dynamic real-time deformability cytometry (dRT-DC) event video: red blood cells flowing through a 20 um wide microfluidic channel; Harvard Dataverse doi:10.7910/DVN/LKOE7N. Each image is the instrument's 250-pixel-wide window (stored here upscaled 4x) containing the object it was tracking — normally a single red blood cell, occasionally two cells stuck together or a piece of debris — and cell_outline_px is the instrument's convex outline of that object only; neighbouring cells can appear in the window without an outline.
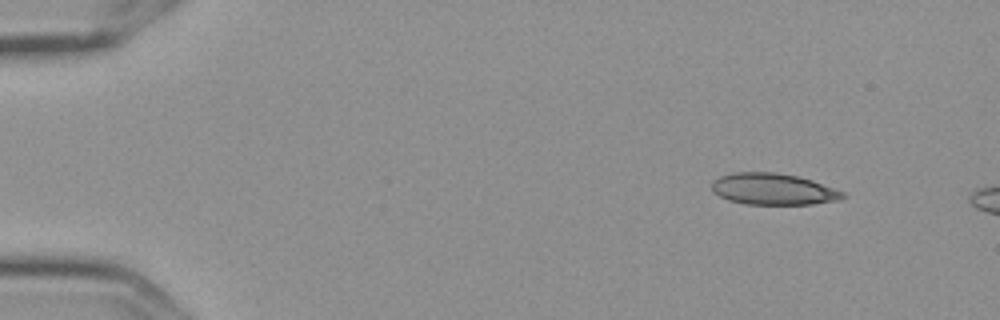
{"species": "Egyptian fruit bat (a non-hibernating species)", "species_latin": "Rousettus aegyptiacus", "temperature_condition": "cold", "stored_images_in_passage": 3, "camera_frame_rate_fps": 3000, "um_per_image_px": 0.085, "frame": {"image": 1, "passage_image": 1, "time_ms": 0.0, "image_size_px": [1000, 320], "cell_outline_px": [[848, 196], [840, 200], [812, 204], [744, 204], [728, 200], [712, 192], [712, 180], [720, 176], [732, 172], [776, 172], [796, 176], [812, 180], [844, 192]], "centroid_in_image_um": [65.71, 16.07], "position_along_channel_um": 19.3, "area_um2": 24.16}}